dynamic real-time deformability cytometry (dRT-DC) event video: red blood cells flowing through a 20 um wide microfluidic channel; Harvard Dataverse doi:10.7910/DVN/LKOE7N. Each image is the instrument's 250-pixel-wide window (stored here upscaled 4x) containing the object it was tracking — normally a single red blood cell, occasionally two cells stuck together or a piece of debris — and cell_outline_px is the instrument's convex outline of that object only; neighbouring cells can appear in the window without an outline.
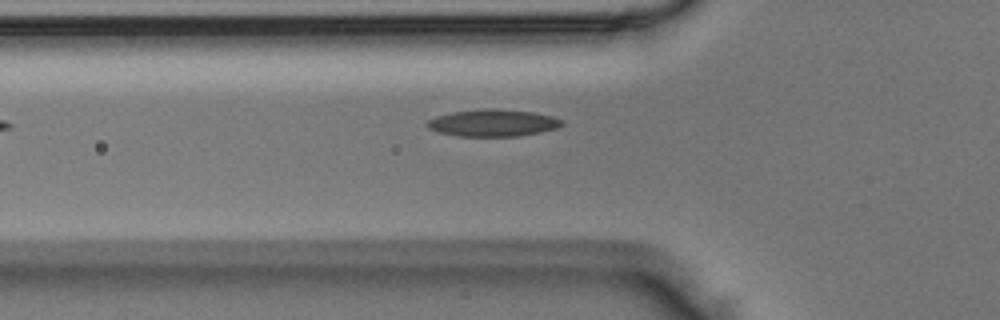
{"species": "Egyptian fruit bat (a non-hibernating species)", "species_latin": "Rousettus aegyptiacus", "temperature_condition": "room temperature", "stored_images_in_passage": 4, "camera_frame_rate_fps": 3000, "um_per_image_px": 0.085, "animal": {"sex": "male"}, "frame": {"image": 1, "passage_image": 4, "time_ms": 1.0, "image_size_px": [1000, 320], "cell_outline_px": [[564, 124], [556, 128], [540, 132], [516, 136], [456, 136], [440, 132], [428, 128], [424, 124], [428, 120], [436, 116], [452, 112], [484, 108], [492, 108], [532, 112], [552, 116], [564, 120]], "centroid_in_image_um": [41.88, 10.44], "position_along_channel_um": 83.9, "area_um2": 21.21}}